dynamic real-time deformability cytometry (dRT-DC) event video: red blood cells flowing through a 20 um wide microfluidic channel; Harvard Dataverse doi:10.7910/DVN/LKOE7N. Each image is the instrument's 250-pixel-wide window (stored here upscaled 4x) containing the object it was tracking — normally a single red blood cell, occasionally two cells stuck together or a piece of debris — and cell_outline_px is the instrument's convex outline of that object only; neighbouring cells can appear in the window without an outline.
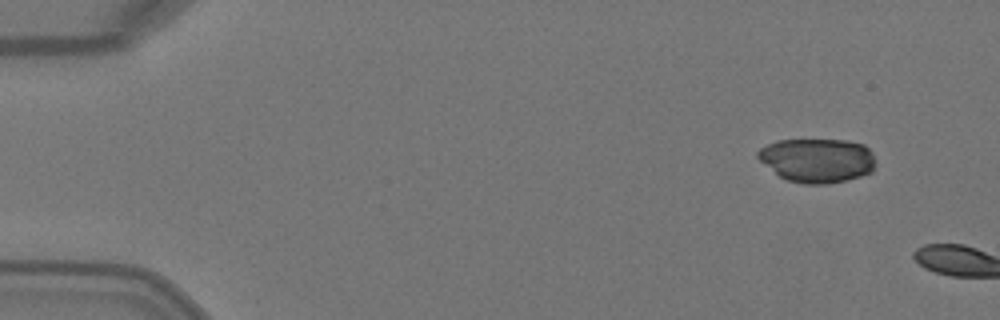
{"species": "Egyptian fruit bat (a non-hibernating species)", "species_latin": "Rousettus aegyptiacus", "temperature_condition": "warm", "stored_images_in_passage": 2, "camera_frame_rate_fps": 3000, "um_per_image_px": 0.085, "animal": {"sex": "female"}, "frame": {"image": 1, "passage_image": 1, "time_ms": 0.0, "image_size_px": [1000, 320], "cell_outline_px": [[876, 168], [872, 172], [848, 180], [828, 184], [804, 184], [788, 180], [780, 176], [760, 160], [756, 156], [756, 152], [760, 148], [776, 140], [848, 140], [864, 144], [872, 152], [876, 160]], "centroid_in_image_um": [69.51, 13.62], "position_along_channel_um": 15.5, "area_um2": 30.52}}